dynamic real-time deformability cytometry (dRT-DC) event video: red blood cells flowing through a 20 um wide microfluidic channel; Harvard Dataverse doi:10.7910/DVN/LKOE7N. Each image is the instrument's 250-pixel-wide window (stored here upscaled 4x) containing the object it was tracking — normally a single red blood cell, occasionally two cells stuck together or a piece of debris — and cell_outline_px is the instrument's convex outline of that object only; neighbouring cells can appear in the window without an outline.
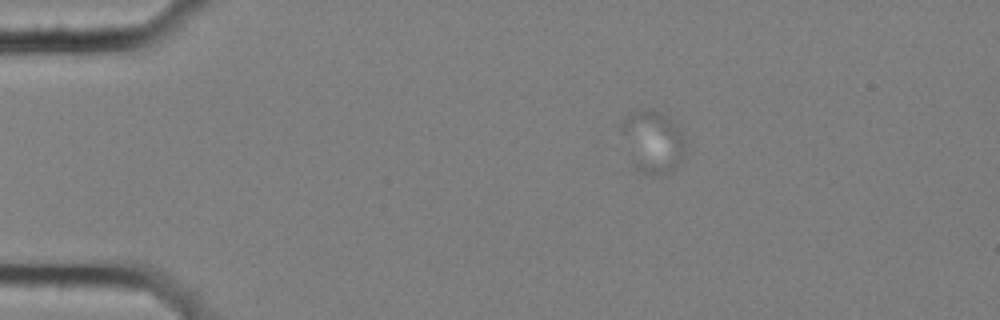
{"species": "common noctule bat (a hibernating species)", "species_latin": "Nyctalus noctula", "temperature_condition": "cold", "stored_images_in_passage": 6, "camera_frame_rate_fps": 3000, "um_per_image_px": 0.085, "animal": {"sex": "female", "body_mass_g": 25.1}, "frame": {"image": 1, "passage_image": 4, "time_ms": 1.0, "image_size_px": [1000, 320], "cell_outline_px": [[684, 152], [680, 160], [664, 172], [644, 172], [636, 168], [620, 128], [620, 124], [628, 116], [644, 108], [652, 108], [668, 120], [680, 132], [684, 140]], "centroid_in_image_um": [55.44, 11.98], "position_along_channel_um": 29.6, "area_um2": 21.33}}